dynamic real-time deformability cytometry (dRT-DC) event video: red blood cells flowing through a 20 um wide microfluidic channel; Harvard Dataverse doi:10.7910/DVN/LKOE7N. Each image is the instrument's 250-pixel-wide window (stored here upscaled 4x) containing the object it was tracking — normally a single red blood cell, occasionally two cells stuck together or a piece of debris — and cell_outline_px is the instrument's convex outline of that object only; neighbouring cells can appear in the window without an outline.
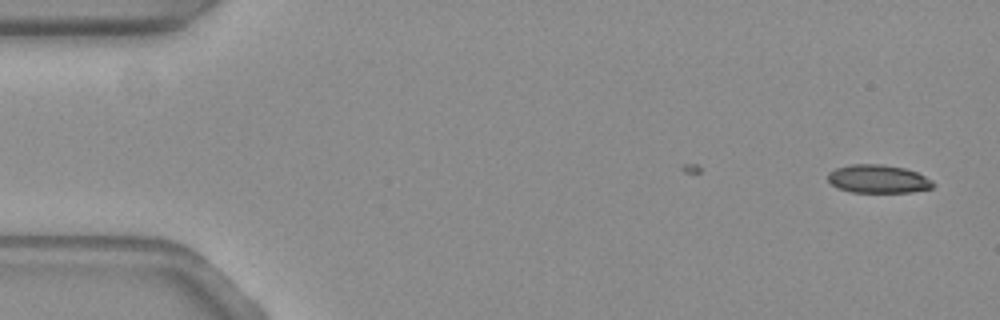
{"species": "common noctule bat (a hibernating species)", "species_latin": "Nyctalus noctula", "temperature_condition": "warm", "stored_images_in_passage": 49, "camera_frame_rate_fps": 3000, "um_per_image_px": 0.085, "animal": {"sex": "female", "body_mass_g": 19.3, "forearm_length_mm": 54.1}, "frame": {"image": 1, "passage_image": 1, "time_ms": 0.0, "image_size_px": [1000, 320], "cell_outline_px": [[932, 188], [912, 192], [852, 192], [836, 188], [828, 180], [828, 172], [836, 168], [852, 164], [880, 164], [904, 168], [916, 172], [932, 180]], "centroid_in_image_um": [74.6, 15.21], "position_along_channel_um": 10.4, "area_um2": 17.22}}
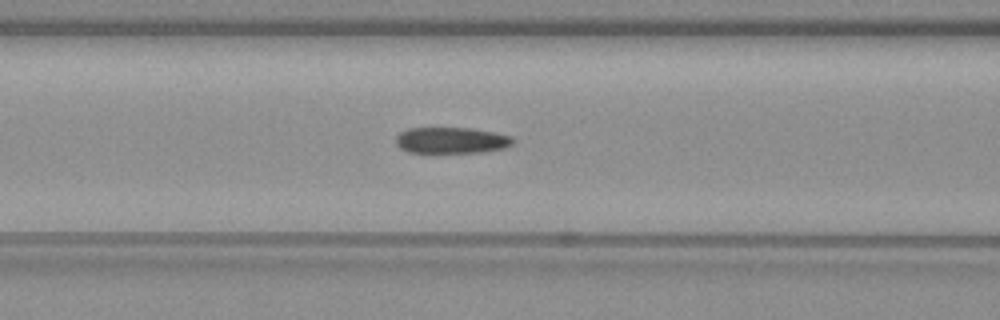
{"frame": {"image": 2, "passage_image": 21, "time_ms": 6.667, "image_size_px": [1000, 320], "cell_outline_px": [[516, 140], [512, 144], [504, 148], [484, 152], [408, 152], [400, 148], [396, 144], [396, 136], [400, 132], [408, 128], [472, 128], [512, 136]], "centroid_in_image_um": [38.38, 11.92], "position_along_channel_um": 128.2, "area_um2": 17.86}}
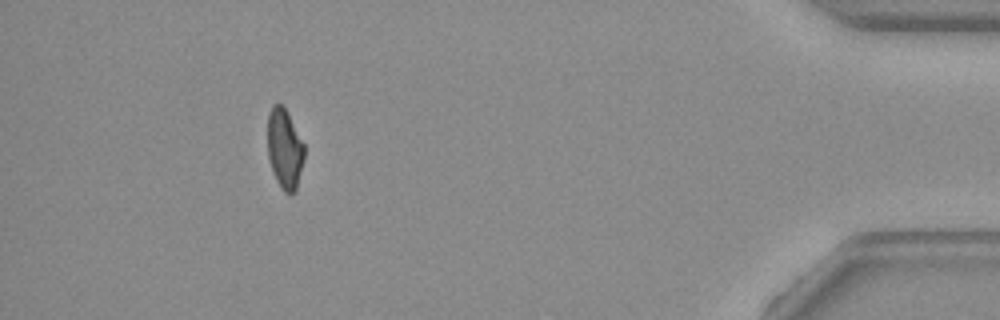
{"frame": {"image": 3, "passage_image": 49, "time_ms": 16.0, "image_size_px": [1000, 320], "cell_outline_px": [[304, 160], [296, 192], [292, 196], [284, 192], [280, 188], [272, 172], [268, 156], [268, 112], [272, 104], [280, 104], [284, 108], [304, 144]], "centroid_in_image_um": [24.19, 12.72], "position_along_channel_um": 411.0, "area_um2": 17.22}, "authors_computed_cell_mechanics": {"area_um2": 18.2648, "velocity_mm_per_s": 3.7183, "shape_relaxation_time_tau1_ms": 7.9029, "shape_relaxation_time_tau2_ms": 1.6243, "deformation_change_tau1": 0.1884, "deformation_change_tau2": 0.0675}}